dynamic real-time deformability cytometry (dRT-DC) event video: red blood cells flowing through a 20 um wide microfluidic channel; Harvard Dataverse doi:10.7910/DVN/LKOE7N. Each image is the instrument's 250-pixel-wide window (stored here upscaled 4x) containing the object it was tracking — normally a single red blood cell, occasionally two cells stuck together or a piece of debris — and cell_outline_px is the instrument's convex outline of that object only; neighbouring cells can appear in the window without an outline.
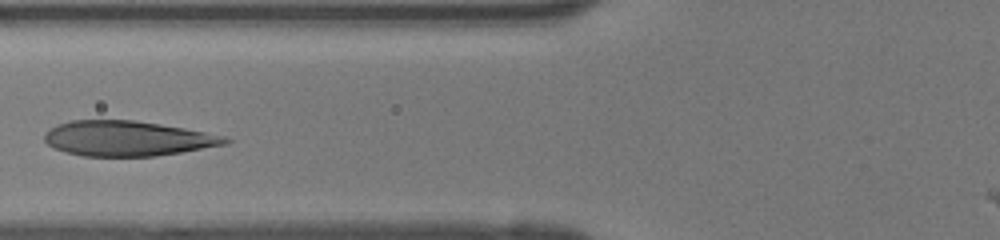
{"species": "human", "species_latin": "Homo sapiens", "temperature_condition": "room temperature", "stored_images_in_passage": 32, "camera_frame_rate_fps": 3000, "um_per_image_px": 0.085, "donor": {"sex": "female"}, "frame": {"image": 1, "passage_image": 10, "time_ms": 3.0, "image_size_px": [1000, 240], "cell_outline_px": [[232, 140], [228, 144], [156, 156], [84, 156], [64, 152], [52, 148], [44, 140], [44, 136], [52, 128], [60, 124], [72, 120], [132, 120], [160, 124], [184, 128], [224, 136]], "centroid_in_image_um": [10.83, 11.78], "position_along_channel_um": 115.0, "area_um2": 36.7}}
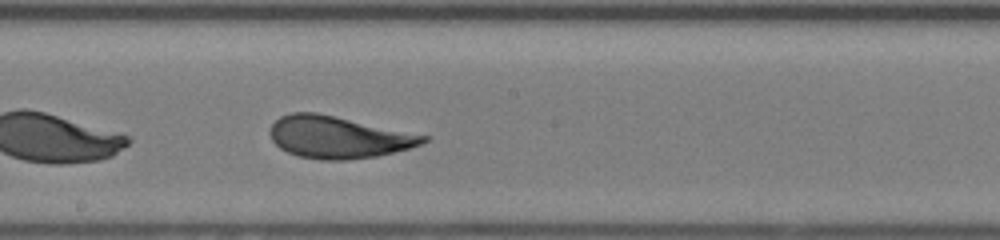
{"frame": {"image": 2, "passage_image": 17, "time_ms": 5.333, "image_size_px": [1000, 240], "cell_outline_px": [[428, 140], [420, 144], [408, 148], [376, 156], [344, 160], [320, 160], [296, 156], [280, 148], [272, 140], [268, 132], [272, 124], [280, 116], [292, 112], [316, 112], [428, 136]], "centroid_in_image_um": [28.68, 11.66], "position_along_channel_um": 219.5, "area_um2": 37.22}}
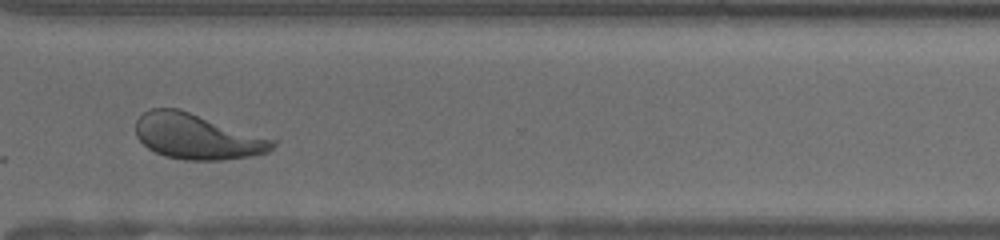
{"frame": {"image": 3, "passage_image": 26, "time_ms": 8.333, "image_size_px": [1000, 240], "cell_outline_px": [[280, 140], [268, 152], [248, 156], [220, 160], [184, 160], [164, 156], [148, 148], [136, 136], [136, 120], [144, 112], [152, 108], [180, 108]], "centroid_in_image_um": [16.8, 11.59], "position_along_channel_um": 353.8, "area_um2": 36.7}}